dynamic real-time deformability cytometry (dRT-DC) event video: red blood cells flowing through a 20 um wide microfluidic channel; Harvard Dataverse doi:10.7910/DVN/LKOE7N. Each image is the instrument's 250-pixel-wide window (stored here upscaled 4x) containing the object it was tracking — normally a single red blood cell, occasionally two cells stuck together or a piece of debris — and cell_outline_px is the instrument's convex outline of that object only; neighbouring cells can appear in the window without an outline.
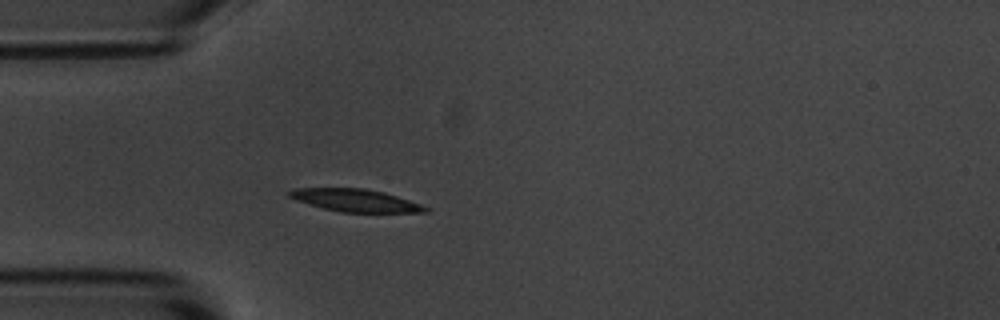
{"species": "common noctule bat (a hibernating species)", "species_latin": "Nyctalus noctula", "temperature_condition": "room temperature", "stored_images_in_passage": 5, "camera_frame_rate_fps": 3000, "um_per_image_px": 0.085, "animal": {"sex": "male", "body_mass_g": 20.1, "forearm_length_mm": 53.5}, "frame": {"image": 1, "passage_image": 5, "time_ms": 4.667, "image_size_px": [1000, 320], "cell_outline_px": [[428, 212], [340, 212], [324, 208], [296, 200], [288, 196], [288, 192], [296, 188], [364, 188], [384, 192], [420, 204], [428, 208]], "centroid_in_image_um": [30.19, 17.02], "position_along_channel_um": 54.8, "area_um2": 17.57}}